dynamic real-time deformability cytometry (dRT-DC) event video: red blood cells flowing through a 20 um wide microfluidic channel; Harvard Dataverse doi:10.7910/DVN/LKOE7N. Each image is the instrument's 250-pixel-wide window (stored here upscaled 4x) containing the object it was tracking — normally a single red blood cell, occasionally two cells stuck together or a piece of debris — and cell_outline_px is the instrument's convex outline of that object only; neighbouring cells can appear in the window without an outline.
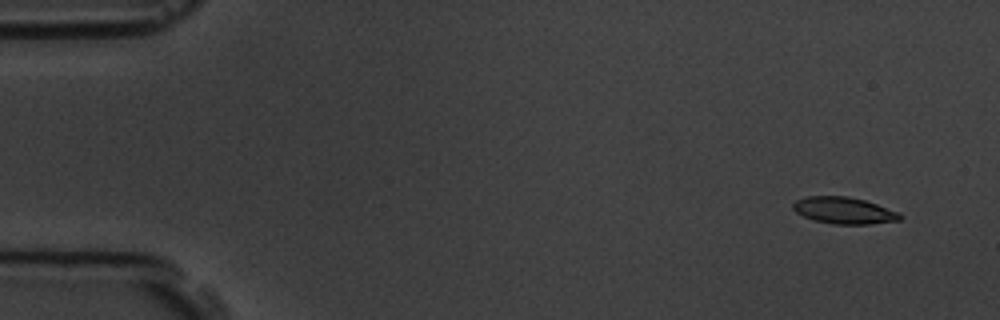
{"species": "common noctule bat (a hibernating species)", "species_latin": "Nyctalus noctula", "temperature_condition": "room temperature", "stored_images_in_passage": 8, "camera_frame_rate_fps": 3000, "um_per_image_px": 0.085, "animal": {"sex": "male", "body_mass_g": 19.5, "forearm_length_mm": 54.6}, "frame": {"image": 1, "passage_image": 2, "time_ms": 1.0, "image_size_px": [1000, 320], "cell_outline_px": [[904, 216], [900, 220], [868, 224], [832, 224], [812, 220], [796, 212], [792, 208], [792, 204], [796, 200], [808, 196], [848, 196], [864, 200], [900, 212]], "centroid_in_image_um": [71.74, 17.89], "position_along_channel_um": 13.3, "area_um2": 16.7}}
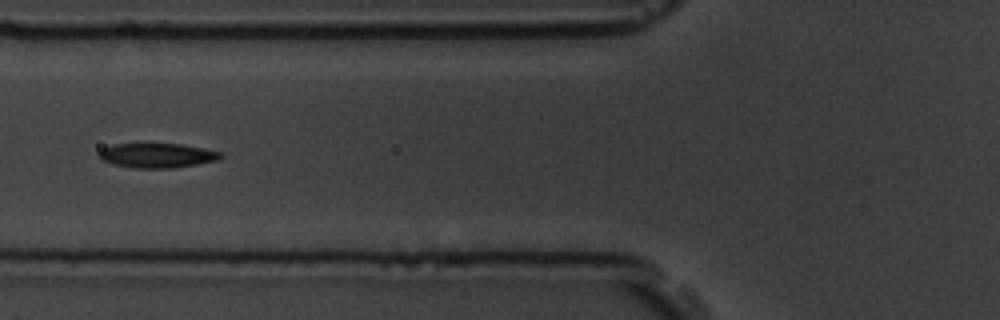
{"frame": {"image": 2, "passage_image": 7, "time_ms": 7.0, "image_size_px": [1000, 320], "cell_outline_px": [[224, 156], [220, 160], [172, 168], [136, 168], [112, 164], [100, 160], [100, 152], [104, 148], [112, 144], [144, 140], [148, 140], [180, 144], [220, 152]], "centroid_in_image_um": [13.3, 13.16], "position_along_channel_um": 112.5, "area_um2": 18.26}}
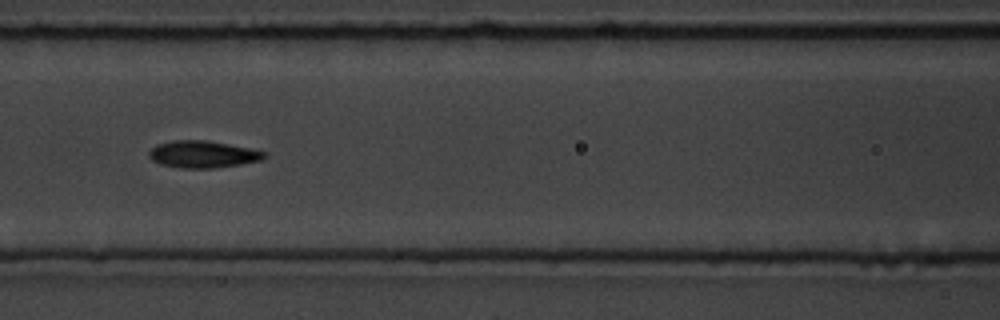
{"frame": {"image": 3, "passage_image": 8, "time_ms": 8.0, "image_size_px": [1000, 320], "cell_outline_px": [[268, 156], [260, 160], [240, 164], [212, 168], [180, 168], [160, 164], [152, 160], [148, 156], [148, 152], [156, 144], [172, 140], [204, 140], [252, 148], [268, 152]], "centroid_in_image_um": [17.24, 13.11], "position_along_channel_um": 149.4, "area_um2": 18.26}}